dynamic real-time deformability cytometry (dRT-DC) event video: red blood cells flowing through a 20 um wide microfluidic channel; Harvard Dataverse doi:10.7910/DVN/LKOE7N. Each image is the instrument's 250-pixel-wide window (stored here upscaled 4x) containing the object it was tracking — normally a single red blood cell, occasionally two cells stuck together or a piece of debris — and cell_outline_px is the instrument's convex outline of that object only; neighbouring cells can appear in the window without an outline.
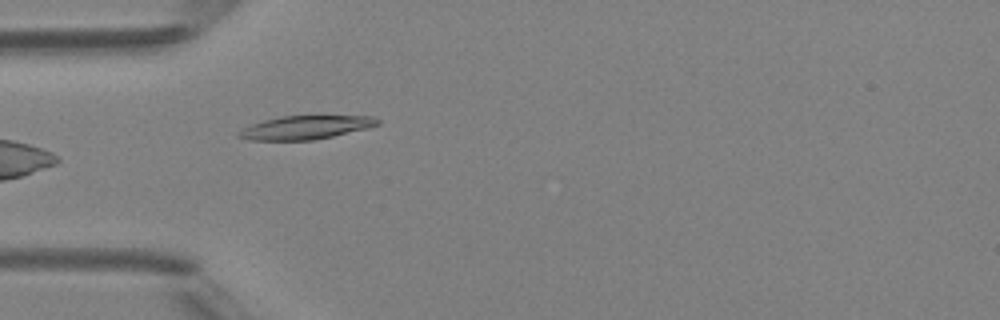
{"species": "Egyptian fruit bat (a non-hibernating species)", "species_latin": "Rousettus aegyptiacus", "temperature_condition": "room temperature", "stored_images_in_passage": 5, "camera_frame_rate_fps": 3000, "um_per_image_px": 0.085, "animal": {"sex": "female"}, "frame": {"image": 1, "passage_image": 5, "time_ms": 4.667, "image_size_px": [1000, 320], "cell_outline_px": [[380, 124], [368, 128], [332, 136], [312, 140], [252, 140], [236, 136], [236, 132], [252, 124], [264, 120], [284, 116], [372, 116], [380, 120]], "centroid_in_image_um": [25.98, 10.83], "position_along_channel_um": 59.0, "area_um2": 18.84}}